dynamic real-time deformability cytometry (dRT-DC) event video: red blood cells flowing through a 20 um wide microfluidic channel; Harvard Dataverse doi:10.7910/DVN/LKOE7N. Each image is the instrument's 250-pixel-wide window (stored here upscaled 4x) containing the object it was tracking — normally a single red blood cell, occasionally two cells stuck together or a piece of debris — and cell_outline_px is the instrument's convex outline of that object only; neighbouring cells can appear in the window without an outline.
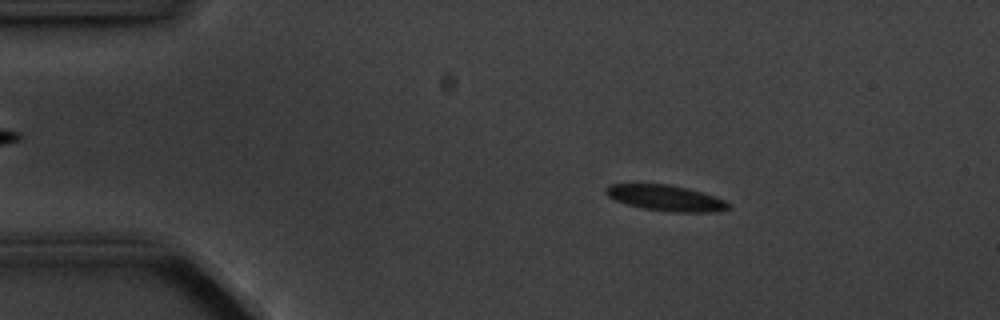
{"species": "common noctule bat (a hibernating species)", "species_latin": "Nyctalus noctula", "temperature_condition": "cold", "stored_images_in_passage": 4, "segment_of_instrument_passage": [1, 2], "camera_frame_rate_fps": 3000, "um_per_image_px": 0.085, "animal": {"sex": "male", "body_mass_g": 20.1, "forearm_length_mm": 53.5}, "frame": {"image": 1, "passage_image": 1, "time_ms": 0.0, "image_size_px": [1000, 320], "cell_outline_px": [[728, 208], [712, 212], [672, 212], [644, 208], [628, 204], [616, 200], [608, 196], [604, 192], [604, 188], [608, 184], [668, 184], [688, 188], [724, 200], [728, 204]], "centroid_in_image_um": [56.52, 16.82], "position_along_channel_um": 28.5, "area_um2": 18.09}}